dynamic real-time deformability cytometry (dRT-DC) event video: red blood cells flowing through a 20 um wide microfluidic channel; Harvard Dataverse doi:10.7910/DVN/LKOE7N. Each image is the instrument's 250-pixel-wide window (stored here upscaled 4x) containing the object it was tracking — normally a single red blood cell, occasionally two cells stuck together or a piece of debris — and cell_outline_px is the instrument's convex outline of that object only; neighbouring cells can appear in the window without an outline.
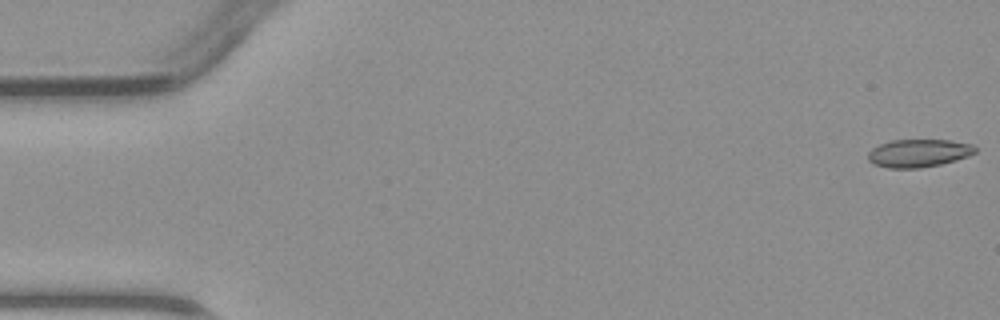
{"species": "common noctule bat (a hibernating species)", "species_latin": "Nyctalus noctula", "temperature_condition": "warm", "stored_images_in_passage": 4, "camera_frame_rate_fps": 3000, "um_per_image_px": 0.085, "animal": {"sex": "male", "body_mass_g": 23.1, "forearm_length_mm": 52.7}, "frame": {"image": 1, "passage_image": 1, "time_ms": 0.0, "image_size_px": [1000, 320], "cell_outline_px": [[976, 152], [968, 156], [956, 160], [940, 164], [920, 168], [888, 168], [872, 164], [868, 160], [868, 152], [872, 148], [880, 144], [892, 140], [948, 140], [972, 144], [976, 148]], "centroid_in_image_um": [78.06, 13.02], "position_along_channel_um": 6.9, "area_um2": 17.46}}
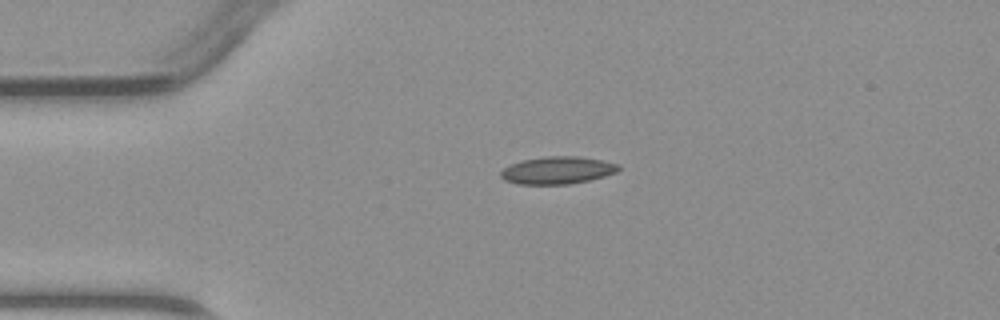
{"frame": {"image": 2, "passage_image": 3, "time_ms": 3.333, "image_size_px": [1000, 320], "cell_outline_px": [[620, 168], [616, 172], [604, 176], [588, 180], [568, 184], [516, 184], [504, 180], [500, 176], [500, 172], [504, 168], [520, 160], [548, 156], [580, 156], [604, 160], [620, 164]], "centroid_in_image_um": [47.39, 14.46], "position_along_channel_um": 37.6, "area_um2": 18.9}}